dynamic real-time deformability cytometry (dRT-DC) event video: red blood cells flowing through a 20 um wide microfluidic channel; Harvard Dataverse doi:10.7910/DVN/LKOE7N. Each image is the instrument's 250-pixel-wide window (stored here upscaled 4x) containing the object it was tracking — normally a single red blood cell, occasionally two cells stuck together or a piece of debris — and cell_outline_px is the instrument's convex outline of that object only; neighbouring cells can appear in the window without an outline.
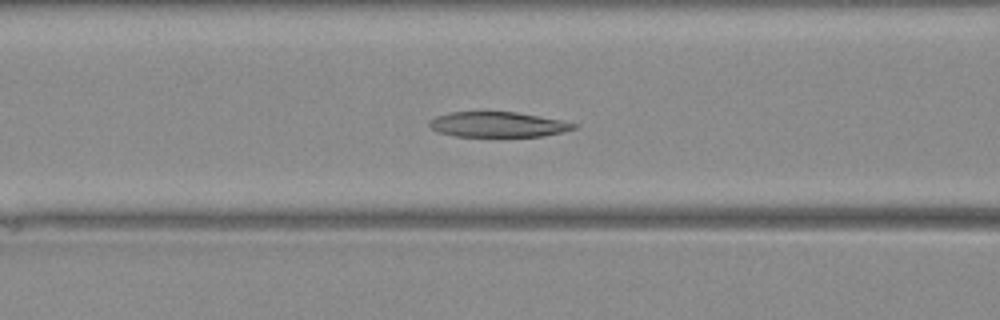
{"species": "Egyptian fruit bat (a non-hibernating species)", "species_latin": "Rousettus aegyptiacus", "temperature_condition": "warm", "stored_images_in_passage": 45, "camera_frame_rate_fps": 3000, "um_per_image_px": 0.085, "animal": {"sex": "female"}, "frame": {"image": 1, "passage_image": 19, "time_ms": 6.0, "image_size_px": [1000, 320], "cell_outline_px": [[580, 124], [576, 128], [544, 136], [456, 136], [440, 132], [432, 128], [428, 124], [436, 116], [448, 112], [516, 112], [540, 116]], "centroid_in_image_um": [42.35, 10.57], "position_along_channel_um": 124.3, "area_um2": 20.98}}
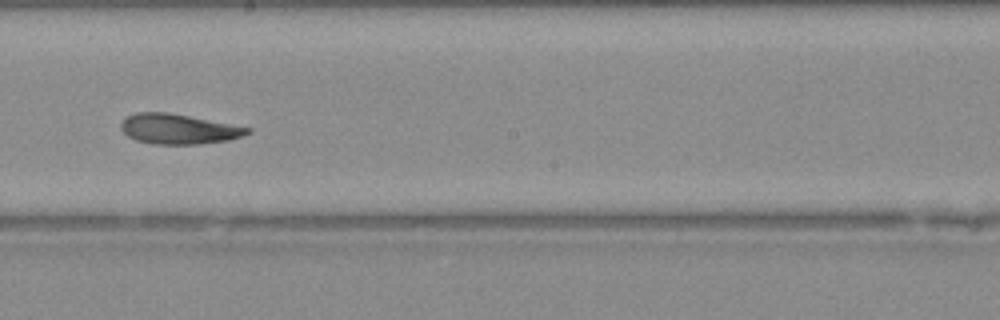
{"frame": {"image": 2, "passage_image": 26, "time_ms": 8.333, "image_size_px": [1000, 320], "cell_outline_px": [[252, 132], [228, 140], [200, 144], [152, 144], [136, 140], [128, 136], [120, 128], [120, 124], [128, 116], [140, 112], [168, 112], [252, 128]], "centroid_in_image_um": [15.17, 10.97], "position_along_channel_um": 233.0, "area_um2": 21.96}}
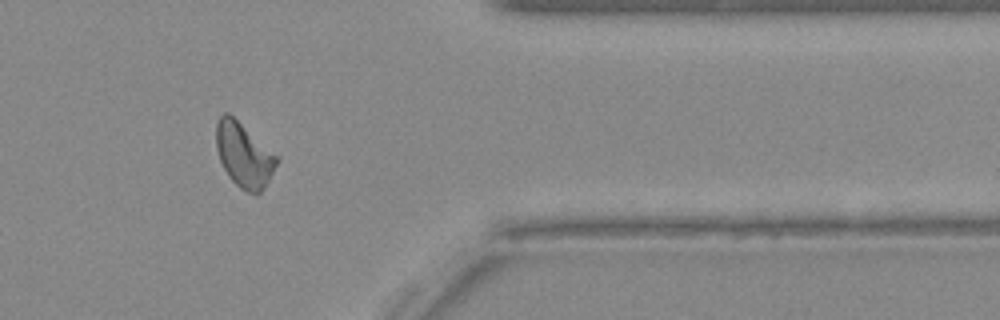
{"frame": {"image": 3, "passage_image": 37, "time_ms": 12.0, "image_size_px": [1000, 320], "cell_outline_px": [[280, 160], [264, 188], [256, 196], [240, 188], [228, 176], [220, 160], [216, 148], [216, 124], [220, 116], [224, 112], [228, 112], [280, 156]], "centroid_in_image_um": [20.76, 13.17], "position_along_channel_um": 390.6, "area_um2": 23.0}}